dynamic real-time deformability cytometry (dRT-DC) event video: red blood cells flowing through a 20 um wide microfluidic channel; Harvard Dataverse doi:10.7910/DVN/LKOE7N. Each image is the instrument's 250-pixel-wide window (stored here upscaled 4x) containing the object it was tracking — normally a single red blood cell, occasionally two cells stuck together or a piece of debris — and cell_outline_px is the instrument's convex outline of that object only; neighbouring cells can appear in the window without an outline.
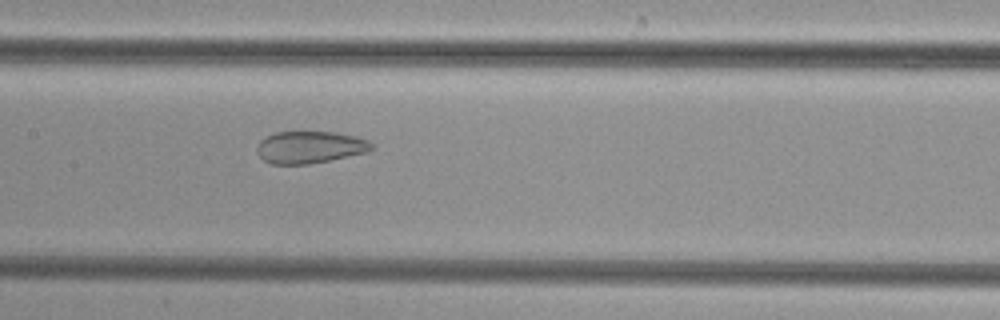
{"species": "common noctule bat (a hibernating species)", "species_latin": "Nyctalus noctula", "temperature_condition": "cold", "stored_images_in_passage": 51, "camera_frame_rate_fps": 3000, "um_per_image_px": 0.085, "animal": {"sex": "female", "body_mass_g": 29.2, "forearm_length_mm": 56.3}, "frame": {"image": 1, "passage_image": 25, "time_ms": 8.0, "image_size_px": [1000, 320], "cell_outline_px": [[372, 148], [368, 152], [308, 164], [272, 164], [264, 160], [260, 156], [256, 148], [260, 140], [276, 132], [336, 132], [356, 136], [368, 140], [372, 144]], "centroid_in_image_um": [26.34, 12.51], "position_along_channel_um": 181.1, "area_um2": 21.27}}
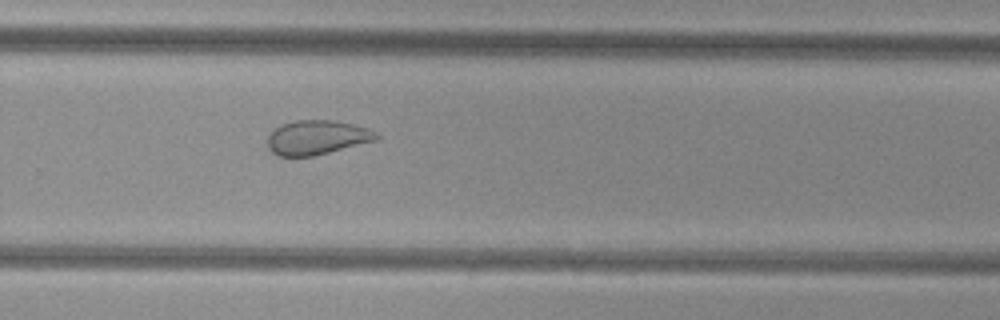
{"frame": {"image": 2, "passage_image": 34, "time_ms": 11.0, "image_size_px": [1000, 320], "cell_outline_px": [[380, 136], [376, 140], [312, 156], [280, 156], [272, 152], [268, 148], [268, 136], [276, 128], [284, 124], [296, 120], [336, 120], [368, 128], [380, 132]], "centroid_in_image_um": [26.98, 11.67], "position_along_channel_um": 302.8, "area_um2": 21.62}}
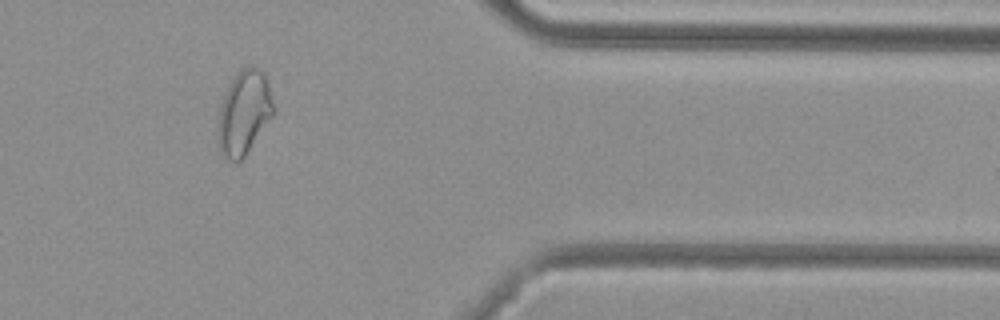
{"frame": {"image": 3, "passage_image": 42, "time_ms": 13.667, "image_size_px": [1000, 320], "cell_outline_px": [[276, 112], [244, 156], [236, 164], [228, 160], [220, 152], [216, 128], [220, 104], [224, 92], [228, 84], [236, 72], [240, 68], [248, 64], [252, 64], [260, 68], [264, 72], [276, 108]], "centroid_in_image_um": [20.73, 9.53], "position_along_channel_um": 390.7, "area_um2": 28.09}}